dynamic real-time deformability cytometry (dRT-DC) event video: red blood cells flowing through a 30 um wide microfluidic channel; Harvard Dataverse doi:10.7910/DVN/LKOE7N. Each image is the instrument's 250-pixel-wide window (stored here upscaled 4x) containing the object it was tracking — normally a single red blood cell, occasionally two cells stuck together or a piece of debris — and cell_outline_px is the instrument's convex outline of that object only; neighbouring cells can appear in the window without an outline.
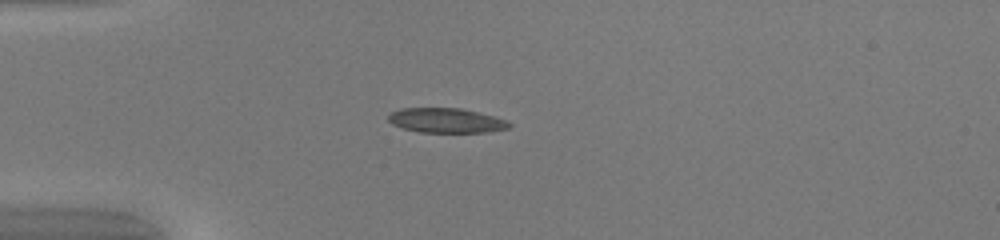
{"species": "common noctule bat (a hibernating species)", "species_latin": "Nyctalus noctula", "temperature_condition": "warm", "stored_images_in_passage": 50, "camera_frame_rate_fps": 3000, "um_per_image_px": 0.085, "animal": {"sex": "female", "body_mass_g": 20.0, "forearm_length_mm": 54.0}, "frame": {"image": 1, "passage_image": 14, "time_ms": 4.333, "image_size_px": [1000, 240], "cell_outline_px": [[512, 124], [508, 128], [488, 132], [420, 132], [404, 128], [392, 124], [388, 120], [388, 116], [392, 112], [400, 108], [460, 108], [496, 116], [508, 120]], "centroid_in_image_um": [37.96, 10.23], "position_along_channel_um": 47.0, "area_um2": 17.4}}
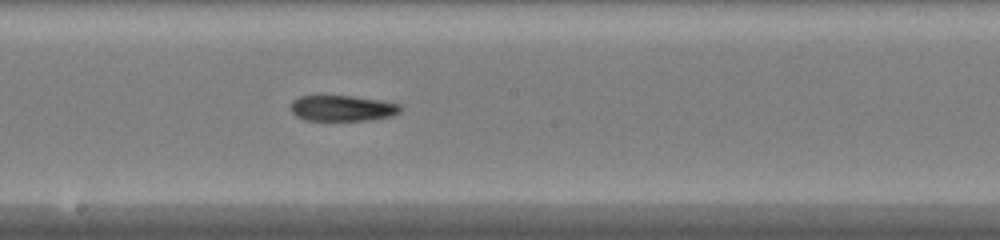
{"frame": {"image": 2, "passage_image": 28, "time_ms": 9.0, "image_size_px": [1000, 240], "cell_outline_px": [[400, 112], [392, 116], [372, 120], [304, 120], [296, 116], [292, 112], [292, 100], [300, 96], [352, 96], [380, 100], [400, 104]], "centroid_in_image_um": [29.11, 9.2], "position_along_channel_um": 219.1, "area_um2": 16.42}}
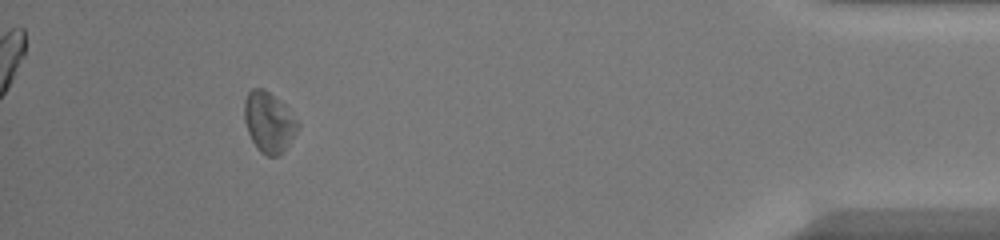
{"frame": {"image": 3, "passage_image": 46, "time_ms": 15.0, "image_size_px": [1000, 240], "cell_outline_px": [[300, 128], [284, 152], [276, 156], [268, 156], [260, 152], [256, 148], [248, 132], [244, 120], [244, 100], [248, 92], [252, 88], [264, 88], [284, 104], [288, 108], [300, 124]], "centroid_in_image_um": [22.86, 10.39], "position_along_channel_um": 412.3, "area_um2": 19.07}}